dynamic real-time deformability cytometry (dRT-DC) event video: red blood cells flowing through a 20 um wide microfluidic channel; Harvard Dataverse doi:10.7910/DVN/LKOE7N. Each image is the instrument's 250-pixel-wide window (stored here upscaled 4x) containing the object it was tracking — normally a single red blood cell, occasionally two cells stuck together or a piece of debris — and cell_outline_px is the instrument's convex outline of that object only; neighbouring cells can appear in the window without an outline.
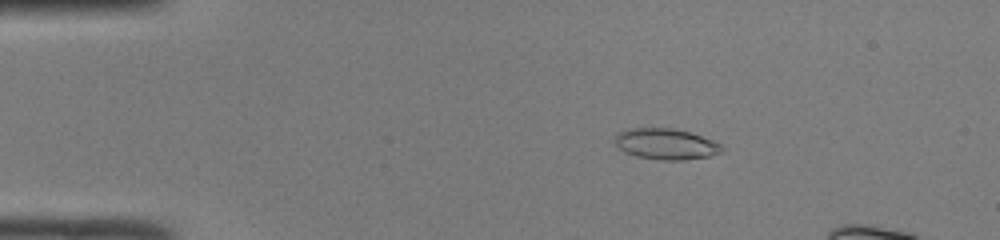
{"species": "common noctule bat (a hibernating species)", "species_latin": "Nyctalus noctula", "temperature_condition": "room temperature", "stored_images_in_passage": 41, "camera_frame_rate_fps": 3000, "um_per_image_px": 0.085, "animal": {"sex": "male", "body_mass_g": 19.0, "forearm_length_mm": 50.8}, "frame": {"image": 1, "passage_image": 5, "time_ms": 1.333, "image_size_px": [1000, 240], "cell_outline_px": [[724, 148], [720, 152], [708, 156], [684, 160], [660, 160], [636, 156], [624, 152], [616, 144], [616, 132], [628, 128], [672, 128], [688, 132], [712, 140], [720, 144]], "centroid_in_image_um": [56.56, 12.24], "position_along_channel_um": 28.4, "area_um2": 19.13}}
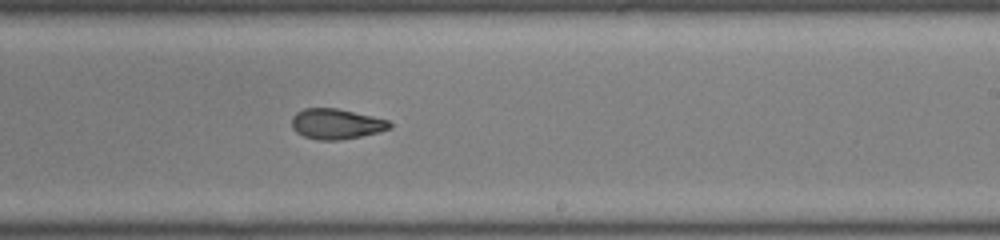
{"frame": {"image": 2, "passage_image": 26, "time_ms": 8.333, "image_size_px": [1000, 240], "cell_outline_px": [[392, 128], [380, 132], [340, 140], [316, 140], [304, 136], [296, 132], [292, 128], [292, 116], [296, 112], [304, 108], [336, 108], [372, 116], [388, 120], [392, 124]], "centroid_in_image_um": [28.57, 10.54], "position_along_channel_um": 260.4, "area_um2": 17.4}}
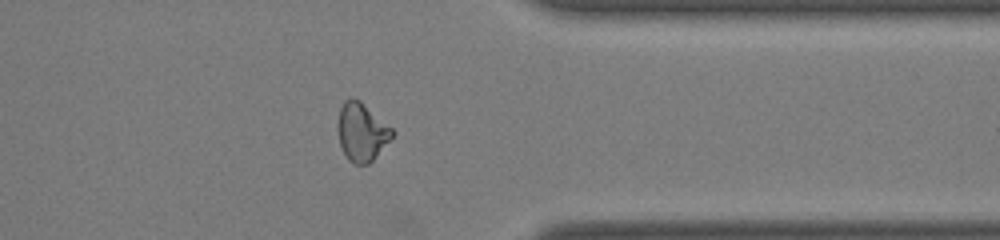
{"frame": {"image": 3, "passage_image": 35, "time_ms": 11.333, "image_size_px": [1000, 240], "cell_outline_px": [[396, 132], [376, 156], [368, 164], [356, 164], [348, 160], [340, 144], [336, 128], [340, 108], [344, 100], [352, 96], [360, 100], [392, 128]], "centroid_in_image_um": [30.72, 11.19], "position_along_channel_um": 380.7, "area_um2": 18.5}, "authors_computed_cell_mechanics": {"area_um2": 18.4382, "velocity_mm_per_s": 4.2321, "shape_relaxation_time_tau1_ms": null, "shape_relaxation_time_tau2_ms": 2.292, "deformation_change_tau1": null, "deformation_change_tau2": 0.0834}}